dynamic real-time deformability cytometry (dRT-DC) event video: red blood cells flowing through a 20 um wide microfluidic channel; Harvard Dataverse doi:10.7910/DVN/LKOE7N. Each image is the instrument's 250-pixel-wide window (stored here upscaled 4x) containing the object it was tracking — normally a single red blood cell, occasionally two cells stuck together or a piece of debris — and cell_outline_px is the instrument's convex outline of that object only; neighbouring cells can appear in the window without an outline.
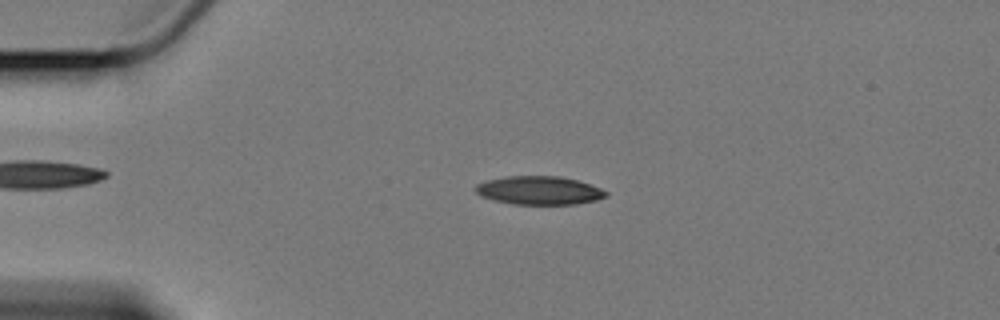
{"species": "Egyptian fruit bat (a non-hibernating species)", "species_latin": "Rousettus aegyptiacus", "temperature_condition": "cold", "stored_images_in_passage": 58, "camera_frame_rate_fps": 3000, "um_per_image_px": 0.085, "animal": {"sex": "female"}, "frame": {"image": 1, "passage_image": 13, "time_ms": 4.0, "image_size_px": [1000, 320], "cell_outline_px": [[608, 196], [596, 200], [576, 204], [512, 204], [492, 200], [480, 196], [476, 192], [476, 184], [488, 180], [508, 176], [560, 176], [576, 180], [600, 188], [608, 192]], "centroid_in_image_um": [45.82, 16.19], "position_along_channel_um": 39.2, "area_um2": 21.56}}
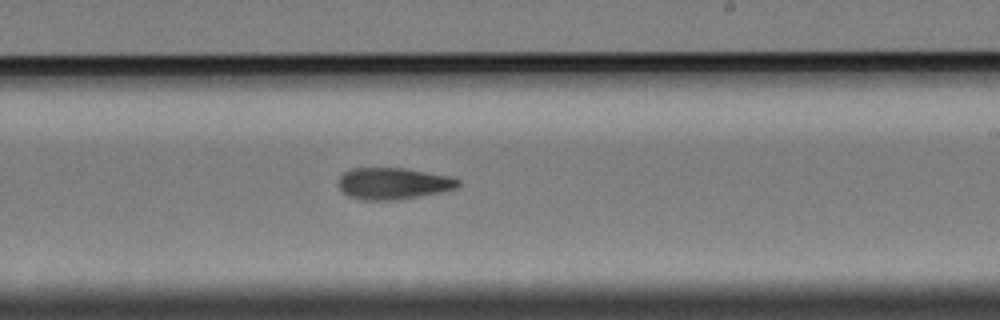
{"frame": {"image": 2, "passage_image": 35, "time_ms": 11.333, "image_size_px": [1000, 320], "cell_outline_px": [[460, 184], [456, 188], [440, 192], [420, 196], [396, 200], [360, 200], [348, 196], [336, 184], [340, 176], [344, 172], [352, 168], [404, 168], [452, 176], [460, 180]], "centroid_in_image_um": [33.42, 15.59], "position_along_channel_um": 255.6, "area_um2": 22.25}}
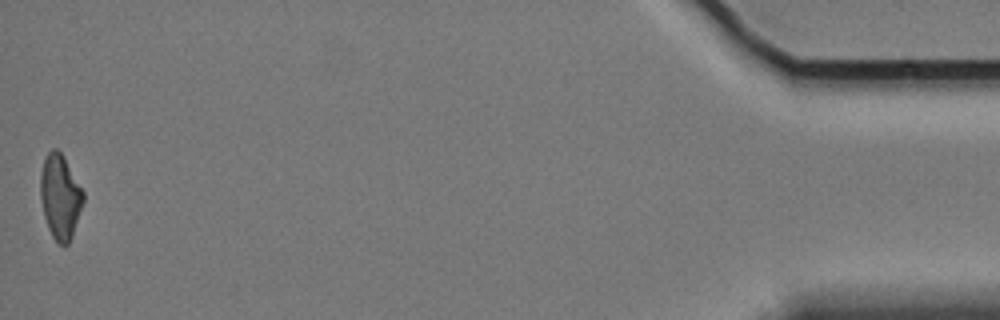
{"frame": {"image": 3, "passage_image": 58, "time_ms": 19.0, "image_size_px": [1000, 320], "cell_outline_px": [[84, 200], [72, 236], [68, 244], [64, 248], [52, 236], [48, 228], [44, 216], [40, 200], [40, 172], [44, 156], [52, 148], [56, 148], [64, 156], [84, 192]], "centroid_in_image_um": [5.1, 16.7], "position_along_channel_um": 430.1, "area_um2": 21.33}, "authors_computed_cell_mechanics": {"area_um2": 21.964, "velocity_mm_per_s": 3.4157, "shape_relaxation_time_tau1_ms": 7.9321, "shape_relaxation_time_tau2_ms": null, "deformation_change_tau1": 0.1899, "deformation_change_tau2": null}}